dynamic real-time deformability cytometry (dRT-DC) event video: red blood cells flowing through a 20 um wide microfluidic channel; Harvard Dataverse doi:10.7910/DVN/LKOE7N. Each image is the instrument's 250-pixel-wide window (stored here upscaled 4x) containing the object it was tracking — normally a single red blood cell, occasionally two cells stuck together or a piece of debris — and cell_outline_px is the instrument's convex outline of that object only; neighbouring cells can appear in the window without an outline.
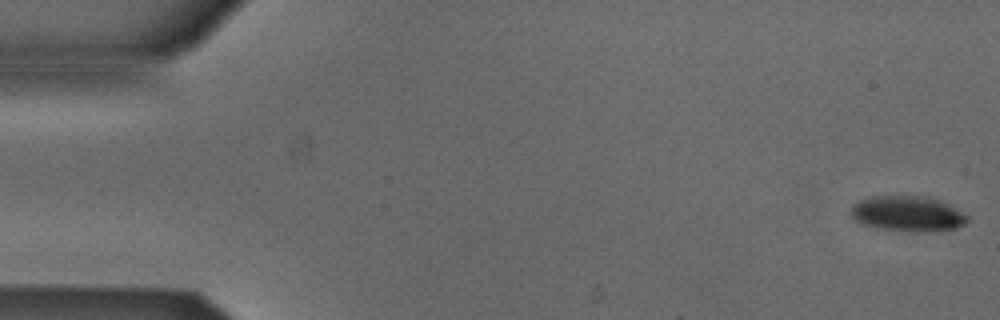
{"species": "Egyptian fruit bat (a non-hibernating species)", "species_latin": "Rousettus aegyptiacus", "temperature_condition": "cold", "stored_images_in_passage": 53, "camera_frame_rate_fps": 3000, "um_per_image_px": 0.085, "animal": {"sex": "male"}, "frame": {"image": 1, "passage_image": 1, "time_ms": 0.0, "image_size_px": [1000, 320], "cell_outline_px": [[968, 220], [964, 224], [956, 228], [928, 232], [916, 232], [884, 228], [860, 224], [852, 216], [852, 204], [860, 200], [872, 196], [916, 196], [940, 200], [948, 204], [968, 216]], "centroid_in_image_um": [77.15, 18.17], "position_along_channel_um": 7.8, "area_um2": 23.7}}
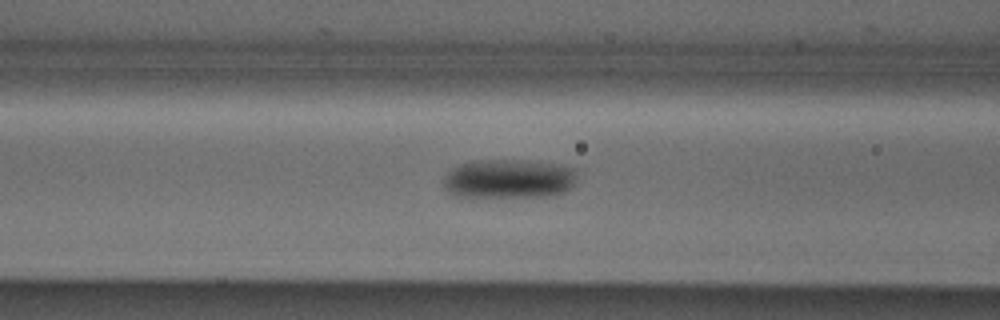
{"frame": {"image": 2, "passage_image": 21, "time_ms": 6.667, "image_size_px": [1000, 320], "cell_outline_px": [[576, 180], [564, 192], [548, 196], [476, 200], [468, 200], [456, 196], [448, 192], [444, 188], [444, 180], [448, 172], [452, 168], [460, 164], [484, 160], [524, 160], [556, 164], [576, 168]], "centroid_in_image_um": [43.19, 15.26], "position_along_channel_um": 123.4, "area_um2": 31.62}}
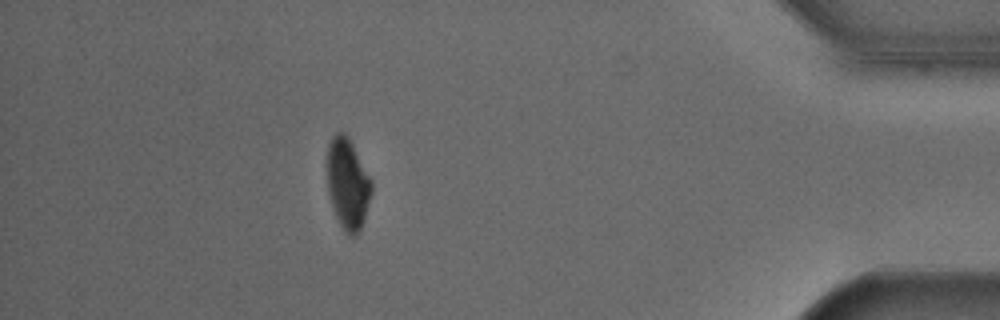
{"frame": {"image": 3, "passage_image": 47, "time_ms": 15.333, "image_size_px": [1000, 320], "cell_outline_px": [[372, 192], [364, 220], [356, 236], [352, 236], [344, 232], [336, 216], [328, 192], [328, 144], [332, 136], [336, 132], [344, 132], [348, 136], [372, 180]], "centroid_in_image_um": [29.57, 15.61], "position_along_channel_um": 405.6, "area_um2": 23.35}, "authors_computed_cell_mechanics": {"area_um2": 26.7036, "velocity_mm_per_s": 3.8635, "shape_relaxation_time_tau1_ms": 3.3249, "shape_relaxation_time_tau2_ms": null, "deformation_change_tau1": 0.1223, "deformation_change_tau2": null}}